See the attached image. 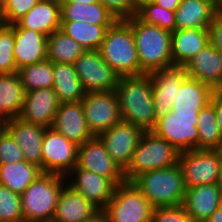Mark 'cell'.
<instances>
[{
	"instance_id": "52",
	"label": "cell",
	"mask_w": 222,
	"mask_h": 222,
	"mask_svg": "<svg viewBox=\"0 0 222 222\" xmlns=\"http://www.w3.org/2000/svg\"><path fill=\"white\" fill-rule=\"evenodd\" d=\"M6 123H0V134L4 131Z\"/></svg>"
},
{
	"instance_id": "11",
	"label": "cell",
	"mask_w": 222,
	"mask_h": 222,
	"mask_svg": "<svg viewBox=\"0 0 222 222\" xmlns=\"http://www.w3.org/2000/svg\"><path fill=\"white\" fill-rule=\"evenodd\" d=\"M73 65L86 93L115 91L120 75L103 60L99 50L84 51Z\"/></svg>"
},
{
	"instance_id": "39",
	"label": "cell",
	"mask_w": 222,
	"mask_h": 222,
	"mask_svg": "<svg viewBox=\"0 0 222 222\" xmlns=\"http://www.w3.org/2000/svg\"><path fill=\"white\" fill-rule=\"evenodd\" d=\"M40 1L41 0H9L0 9V21L5 25L14 24Z\"/></svg>"
},
{
	"instance_id": "40",
	"label": "cell",
	"mask_w": 222,
	"mask_h": 222,
	"mask_svg": "<svg viewBox=\"0 0 222 222\" xmlns=\"http://www.w3.org/2000/svg\"><path fill=\"white\" fill-rule=\"evenodd\" d=\"M25 161L21 148L10 133L4 129L0 134V164H11Z\"/></svg>"
},
{
	"instance_id": "30",
	"label": "cell",
	"mask_w": 222,
	"mask_h": 222,
	"mask_svg": "<svg viewBox=\"0 0 222 222\" xmlns=\"http://www.w3.org/2000/svg\"><path fill=\"white\" fill-rule=\"evenodd\" d=\"M25 93L17 72L0 74V113L6 120L20 115Z\"/></svg>"
},
{
	"instance_id": "48",
	"label": "cell",
	"mask_w": 222,
	"mask_h": 222,
	"mask_svg": "<svg viewBox=\"0 0 222 222\" xmlns=\"http://www.w3.org/2000/svg\"><path fill=\"white\" fill-rule=\"evenodd\" d=\"M135 6L136 12L144 5L154 3L156 0H132Z\"/></svg>"
},
{
	"instance_id": "5",
	"label": "cell",
	"mask_w": 222,
	"mask_h": 222,
	"mask_svg": "<svg viewBox=\"0 0 222 222\" xmlns=\"http://www.w3.org/2000/svg\"><path fill=\"white\" fill-rule=\"evenodd\" d=\"M66 177L42 173L20 194L24 222L52 221Z\"/></svg>"
},
{
	"instance_id": "38",
	"label": "cell",
	"mask_w": 222,
	"mask_h": 222,
	"mask_svg": "<svg viewBox=\"0 0 222 222\" xmlns=\"http://www.w3.org/2000/svg\"><path fill=\"white\" fill-rule=\"evenodd\" d=\"M0 222H24L20 195L1 184Z\"/></svg>"
},
{
	"instance_id": "12",
	"label": "cell",
	"mask_w": 222,
	"mask_h": 222,
	"mask_svg": "<svg viewBox=\"0 0 222 222\" xmlns=\"http://www.w3.org/2000/svg\"><path fill=\"white\" fill-rule=\"evenodd\" d=\"M78 146L52 127H47L42 142V172L65 176L76 166Z\"/></svg>"
},
{
	"instance_id": "54",
	"label": "cell",
	"mask_w": 222,
	"mask_h": 222,
	"mask_svg": "<svg viewBox=\"0 0 222 222\" xmlns=\"http://www.w3.org/2000/svg\"><path fill=\"white\" fill-rule=\"evenodd\" d=\"M6 119L2 116V114L0 113V123H6Z\"/></svg>"
},
{
	"instance_id": "33",
	"label": "cell",
	"mask_w": 222,
	"mask_h": 222,
	"mask_svg": "<svg viewBox=\"0 0 222 222\" xmlns=\"http://www.w3.org/2000/svg\"><path fill=\"white\" fill-rule=\"evenodd\" d=\"M85 49L63 31L56 30L47 38V59L53 63L74 64Z\"/></svg>"
},
{
	"instance_id": "8",
	"label": "cell",
	"mask_w": 222,
	"mask_h": 222,
	"mask_svg": "<svg viewBox=\"0 0 222 222\" xmlns=\"http://www.w3.org/2000/svg\"><path fill=\"white\" fill-rule=\"evenodd\" d=\"M199 112H173L157 119L153 132L167 140L178 152L198 149Z\"/></svg>"
},
{
	"instance_id": "23",
	"label": "cell",
	"mask_w": 222,
	"mask_h": 222,
	"mask_svg": "<svg viewBox=\"0 0 222 222\" xmlns=\"http://www.w3.org/2000/svg\"><path fill=\"white\" fill-rule=\"evenodd\" d=\"M13 56L17 69L47 59V38L43 33L25 28H14Z\"/></svg>"
},
{
	"instance_id": "1",
	"label": "cell",
	"mask_w": 222,
	"mask_h": 222,
	"mask_svg": "<svg viewBox=\"0 0 222 222\" xmlns=\"http://www.w3.org/2000/svg\"><path fill=\"white\" fill-rule=\"evenodd\" d=\"M115 91L121 120L152 131L157 119L150 74L120 76Z\"/></svg>"
},
{
	"instance_id": "4",
	"label": "cell",
	"mask_w": 222,
	"mask_h": 222,
	"mask_svg": "<svg viewBox=\"0 0 222 222\" xmlns=\"http://www.w3.org/2000/svg\"><path fill=\"white\" fill-rule=\"evenodd\" d=\"M98 50L118 75H141L132 28L125 20H117L108 28Z\"/></svg>"
},
{
	"instance_id": "13",
	"label": "cell",
	"mask_w": 222,
	"mask_h": 222,
	"mask_svg": "<svg viewBox=\"0 0 222 222\" xmlns=\"http://www.w3.org/2000/svg\"><path fill=\"white\" fill-rule=\"evenodd\" d=\"M76 167L101 175L116 186L126 182L124 171L110 157L98 136L78 146Z\"/></svg>"
},
{
	"instance_id": "18",
	"label": "cell",
	"mask_w": 222,
	"mask_h": 222,
	"mask_svg": "<svg viewBox=\"0 0 222 222\" xmlns=\"http://www.w3.org/2000/svg\"><path fill=\"white\" fill-rule=\"evenodd\" d=\"M5 129L21 148L25 161L42 169L41 149L46 127L16 117L7 119Z\"/></svg>"
},
{
	"instance_id": "37",
	"label": "cell",
	"mask_w": 222,
	"mask_h": 222,
	"mask_svg": "<svg viewBox=\"0 0 222 222\" xmlns=\"http://www.w3.org/2000/svg\"><path fill=\"white\" fill-rule=\"evenodd\" d=\"M14 46V28L0 21V74H11L18 71L13 56Z\"/></svg>"
},
{
	"instance_id": "16",
	"label": "cell",
	"mask_w": 222,
	"mask_h": 222,
	"mask_svg": "<svg viewBox=\"0 0 222 222\" xmlns=\"http://www.w3.org/2000/svg\"><path fill=\"white\" fill-rule=\"evenodd\" d=\"M66 179V181L71 179L67 185L79 192L99 210H103L106 207L116 188V185L111 180L76 166L66 175Z\"/></svg>"
},
{
	"instance_id": "31",
	"label": "cell",
	"mask_w": 222,
	"mask_h": 222,
	"mask_svg": "<svg viewBox=\"0 0 222 222\" xmlns=\"http://www.w3.org/2000/svg\"><path fill=\"white\" fill-rule=\"evenodd\" d=\"M42 173L40 167L27 161L0 164V184L20 195Z\"/></svg>"
},
{
	"instance_id": "49",
	"label": "cell",
	"mask_w": 222,
	"mask_h": 222,
	"mask_svg": "<svg viewBox=\"0 0 222 222\" xmlns=\"http://www.w3.org/2000/svg\"><path fill=\"white\" fill-rule=\"evenodd\" d=\"M99 2V0H59V3H84L91 4Z\"/></svg>"
},
{
	"instance_id": "25",
	"label": "cell",
	"mask_w": 222,
	"mask_h": 222,
	"mask_svg": "<svg viewBox=\"0 0 222 222\" xmlns=\"http://www.w3.org/2000/svg\"><path fill=\"white\" fill-rule=\"evenodd\" d=\"M209 43L208 28L192 27L171 32L173 65L185 66L190 59Z\"/></svg>"
},
{
	"instance_id": "15",
	"label": "cell",
	"mask_w": 222,
	"mask_h": 222,
	"mask_svg": "<svg viewBox=\"0 0 222 222\" xmlns=\"http://www.w3.org/2000/svg\"><path fill=\"white\" fill-rule=\"evenodd\" d=\"M156 119L173 107L182 82L188 77L184 66L172 65L150 73Z\"/></svg>"
},
{
	"instance_id": "53",
	"label": "cell",
	"mask_w": 222,
	"mask_h": 222,
	"mask_svg": "<svg viewBox=\"0 0 222 222\" xmlns=\"http://www.w3.org/2000/svg\"><path fill=\"white\" fill-rule=\"evenodd\" d=\"M9 0H0V9L7 3Z\"/></svg>"
},
{
	"instance_id": "36",
	"label": "cell",
	"mask_w": 222,
	"mask_h": 222,
	"mask_svg": "<svg viewBox=\"0 0 222 222\" xmlns=\"http://www.w3.org/2000/svg\"><path fill=\"white\" fill-rule=\"evenodd\" d=\"M136 16L144 23L156 25L170 32L175 31V11L164 9L155 3L142 6Z\"/></svg>"
},
{
	"instance_id": "56",
	"label": "cell",
	"mask_w": 222,
	"mask_h": 222,
	"mask_svg": "<svg viewBox=\"0 0 222 222\" xmlns=\"http://www.w3.org/2000/svg\"><path fill=\"white\" fill-rule=\"evenodd\" d=\"M211 1L214 2L218 6V0H211Z\"/></svg>"
},
{
	"instance_id": "51",
	"label": "cell",
	"mask_w": 222,
	"mask_h": 222,
	"mask_svg": "<svg viewBox=\"0 0 222 222\" xmlns=\"http://www.w3.org/2000/svg\"><path fill=\"white\" fill-rule=\"evenodd\" d=\"M219 186L222 189V165H221V171H220V178H219Z\"/></svg>"
},
{
	"instance_id": "34",
	"label": "cell",
	"mask_w": 222,
	"mask_h": 222,
	"mask_svg": "<svg viewBox=\"0 0 222 222\" xmlns=\"http://www.w3.org/2000/svg\"><path fill=\"white\" fill-rule=\"evenodd\" d=\"M198 149L216 150L222 140L214 106L208 103L198 114Z\"/></svg>"
},
{
	"instance_id": "22",
	"label": "cell",
	"mask_w": 222,
	"mask_h": 222,
	"mask_svg": "<svg viewBox=\"0 0 222 222\" xmlns=\"http://www.w3.org/2000/svg\"><path fill=\"white\" fill-rule=\"evenodd\" d=\"M61 25V5L59 0H41L21 19L11 24L13 28H25L46 36L59 30Z\"/></svg>"
},
{
	"instance_id": "2",
	"label": "cell",
	"mask_w": 222,
	"mask_h": 222,
	"mask_svg": "<svg viewBox=\"0 0 222 222\" xmlns=\"http://www.w3.org/2000/svg\"><path fill=\"white\" fill-rule=\"evenodd\" d=\"M125 21L132 28L141 74L173 65L170 31L144 23L136 15Z\"/></svg>"
},
{
	"instance_id": "21",
	"label": "cell",
	"mask_w": 222,
	"mask_h": 222,
	"mask_svg": "<svg viewBox=\"0 0 222 222\" xmlns=\"http://www.w3.org/2000/svg\"><path fill=\"white\" fill-rule=\"evenodd\" d=\"M188 77L208 84L213 90L222 89V54L210 43L184 66Z\"/></svg>"
},
{
	"instance_id": "19",
	"label": "cell",
	"mask_w": 222,
	"mask_h": 222,
	"mask_svg": "<svg viewBox=\"0 0 222 222\" xmlns=\"http://www.w3.org/2000/svg\"><path fill=\"white\" fill-rule=\"evenodd\" d=\"M51 127L77 145L94 137L87 126L81 101L60 103Z\"/></svg>"
},
{
	"instance_id": "28",
	"label": "cell",
	"mask_w": 222,
	"mask_h": 222,
	"mask_svg": "<svg viewBox=\"0 0 222 222\" xmlns=\"http://www.w3.org/2000/svg\"><path fill=\"white\" fill-rule=\"evenodd\" d=\"M53 75L52 88L60 103L78 102L85 97L86 92L73 64L53 63Z\"/></svg>"
},
{
	"instance_id": "7",
	"label": "cell",
	"mask_w": 222,
	"mask_h": 222,
	"mask_svg": "<svg viewBox=\"0 0 222 222\" xmlns=\"http://www.w3.org/2000/svg\"><path fill=\"white\" fill-rule=\"evenodd\" d=\"M154 207L132 182L117 185L102 210L110 222H151Z\"/></svg>"
},
{
	"instance_id": "6",
	"label": "cell",
	"mask_w": 222,
	"mask_h": 222,
	"mask_svg": "<svg viewBox=\"0 0 222 222\" xmlns=\"http://www.w3.org/2000/svg\"><path fill=\"white\" fill-rule=\"evenodd\" d=\"M179 154L167 140L153 131H144L130 164L124 170L125 181L132 182L144 172L171 167L178 163Z\"/></svg>"
},
{
	"instance_id": "24",
	"label": "cell",
	"mask_w": 222,
	"mask_h": 222,
	"mask_svg": "<svg viewBox=\"0 0 222 222\" xmlns=\"http://www.w3.org/2000/svg\"><path fill=\"white\" fill-rule=\"evenodd\" d=\"M100 210L67 183L62 188L53 222H86Z\"/></svg>"
},
{
	"instance_id": "35",
	"label": "cell",
	"mask_w": 222,
	"mask_h": 222,
	"mask_svg": "<svg viewBox=\"0 0 222 222\" xmlns=\"http://www.w3.org/2000/svg\"><path fill=\"white\" fill-rule=\"evenodd\" d=\"M17 74L26 92L53 87V62L48 59L21 67Z\"/></svg>"
},
{
	"instance_id": "43",
	"label": "cell",
	"mask_w": 222,
	"mask_h": 222,
	"mask_svg": "<svg viewBox=\"0 0 222 222\" xmlns=\"http://www.w3.org/2000/svg\"><path fill=\"white\" fill-rule=\"evenodd\" d=\"M210 44L222 54V10L208 26Z\"/></svg>"
},
{
	"instance_id": "47",
	"label": "cell",
	"mask_w": 222,
	"mask_h": 222,
	"mask_svg": "<svg viewBox=\"0 0 222 222\" xmlns=\"http://www.w3.org/2000/svg\"><path fill=\"white\" fill-rule=\"evenodd\" d=\"M86 222H110L107 215L100 210L98 213H96L91 219H89Z\"/></svg>"
},
{
	"instance_id": "46",
	"label": "cell",
	"mask_w": 222,
	"mask_h": 222,
	"mask_svg": "<svg viewBox=\"0 0 222 222\" xmlns=\"http://www.w3.org/2000/svg\"><path fill=\"white\" fill-rule=\"evenodd\" d=\"M205 222H222V205H220Z\"/></svg>"
},
{
	"instance_id": "3",
	"label": "cell",
	"mask_w": 222,
	"mask_h": 222,
	"mask_svg": "<svg viewBox=\"0 0 222 222\" xmlns=\"http://www.w3.org/2000/svg\"><path fill=\"white\" fill-rule=\"evenodd\" d=\"M132 183L154 208L182 205L186 188L178 163L168 168L144 172Z\"/></svg>"
},
{
	"instance_id": "41",
	"label": "cell",
	"mask_w": 222,
	"mask_h": 222,
	"mask_svg": "<svg viewBox=\"0 0 222 222\" xmlns=\"http://www.w3.org/2000/svg\"><path fill=\"white\" fill-rule=\"evenodd\" d=\"M151 222H191L182 205L154 208Z\"/></svg>"
},
{
	"instance_id": "26",
	"label": "cell",
	"mask_w": 222,
	"mask_h": 222,
	"mask_svg": "<svg viewBox=\"0 0 222 222\" xmlns=\"http://www.w3.org/2000/svg\"><path fill=\"white\" fill-rule=\"evenodd\" d=\"M221 9L211 0H181L175 10V30L208 28Z\"/></svg>"
},
{
	"instance_id": "50",
	"label": "cell",
	"mask_w": 222,
	"mask_h": 222,
	"mask_svg": "<svg viewBox=\"0 0 222 222\" xmlns=\"http://www.w3.org/2000/svg\"><path fill=\"white\" fill-rule=\"evenodd\" d=\"M216 150L218 151L219 156L222 159V140H221V142L219 144V147Z\"/></svg>"
},
{
	"instance_id": "9",
	"label": "cell",
	"mask_w": 222,
	"mask_h": 222,
	"mask_svg": "<svg viewBox=\"0 0 222 222\" xmlns=\"http://www.w3.org/2000/svg\"><path fill=\"white\" fill-rule=\"evenodd\" d=\"M178 165L185 188L219 183L222 159L217 150L194 149L181 152Z\"/></svg>"
},
{
	"instance_id": "17",
	"label": "cell",
	"mask_w": 222,
	"mask_h": 222,
	"mask_svg": "<svg viewBox=\"0 0 222 222\" xmlns=\"http://www.w3.org/2000/svg\"><path fill=\"white\" fill-rule=\"evenodd\" d=\"M60 105L53 88H41L25 93L19 119L33 124L51 127Z\"/></svg>"
},
{
	"instance_id": "27",
	"label": "cell",
	"mask_w": 222,
	"mask_h": 222,
	"mask_svg": "<svg viewBox=\"0 0 222 222\" xmlns=\"http://www.w3.org/2000/svg\"><path fill=\"white\" fill-rule=\"evenodd\" d=\"M213 89L197 79L187 77L181 84L171 109L173 112H200L208 103Z\"/></svg>"
},
{
	"instance_id": "10",
	"label": "cell",
	"mask_w": 222,
	"mask_h": 222,
	"mask_svg": "<svg viewBox=\"0 0 222 222\" xmlns=\"http://www.w3.org/2000/svg\"><path fill=\"white\" fill-rule=\"evenodd\" d=\"M89 131L99 136L121 121L116 91L88 92L81 100Z\"/></svg>"
},
{
	"instance_id": "44",
	"label": "cell",
	"mask_w": 222,
	"mask_h": 222,
	"mask_svg": "<svg viewBox=\"0 0 222 222\" xmlns=\"http://www.w3.org/2000/svg\"><path fill=\"white\" fill-rule=\"evenodd\" d=\"M210 103L214 106L218 127L222 133V89L213 90Z\"/></svg>"
},
{
	"instance_id": "42",
	"label": "cell",
	"mask_w": 222,
	"mask_h": 222,
	"mask_svg": "<svg viewBox=\"0 0 222 222\" xmlns=\"http://www.w3.org/2000/svg\"><path fill=\"white\" fill-rule=\"evenodd\" d=\"M116 20H127L137 14L132 0H99Z\"/></svg>"
},
{
	"instance_id": "45",
	"label": "cell",
	"mask_w": 222,
	"mask_h": 222,
	"mask_svg": "<svg viewBox=\"0 0 222 222\" xmlns=\"http://www.w3.org/2000/svg\"><path fill=\"white\" fill-rule=\"evenodd\" d=\"M154 3L164 9L175 11L179 7L181 0H156Z\"/></svg>"
},
{
	"instance_id": "20",
	"label": "cell",
	"mask_w": 222,
	"mask_h": 222,
	"mask_svg": "<svg viewBox=\"0 0 222 222\" xmlns=\"http://www.w3.org/2000/svg\"><path fill=\"white\" fill-rule=\"evenodd\" d=\"M220 205H222V189L219 184L186 188L182 202L191 221L195 222H205Z\"/></svg>"
},
{
	"instance_id": "55",
	"label": "cell",
	"mask_w": 222,
	"mask_h": 222,
	"mask_svg": "<svg viewBox=\"0 0 222 222\" xmlns=\"http://www.w3.org/2000/svg\"><path fill=\"white\" fill-rule=\"evenodd\" d=\"M218 7L222 10V0H218Z\"/></svg>"
},
{
	"instance_id": "32",
	"label": "cell",
	"mask_w": 222,
	"mask_h": 222,
	"mask_svg": "<svg viewBox=\"0 0 222 222\" xmlns=\"http://www.w3.org/2000/svg\"><path fill=\"white\" fill-rule=\"evenodd\" d=\"M112 25H95L81 21H61L60 30L77 41L84 49L98 50Z\"/></svg>"
},
{
	"instance_id": "29",
	"label": "cell",
	"mask_w": 222,
	"mask_h": 222,
	"mask_svg": "<svg viewBox=\"0 0 222 222\" xmlns=\"http://www.w3.org/2000/svg\"><path fill=\"white\" fill-rule=\"evenodd\" d=\"M61 21H81L95 25H113L117 20L99 1L91 4L60 3Z\"/></svg>"
},
{
	"instance_id": "14",
	"label": "cell",
	"mask_w": 222,
	"mask_h": 222,
	"mask_svg": "<svg viewBox=\"0 0 222 222\" xmlns=\"http://www.w3.org/2000/svg\"><path fill=\"white\" fill-rule=\"evenodd\" d=\"M143 133L141 128L121 120L98 137L104 143L110 157L124 171L130 164Z\"/></svg>"
}]
</instances>
